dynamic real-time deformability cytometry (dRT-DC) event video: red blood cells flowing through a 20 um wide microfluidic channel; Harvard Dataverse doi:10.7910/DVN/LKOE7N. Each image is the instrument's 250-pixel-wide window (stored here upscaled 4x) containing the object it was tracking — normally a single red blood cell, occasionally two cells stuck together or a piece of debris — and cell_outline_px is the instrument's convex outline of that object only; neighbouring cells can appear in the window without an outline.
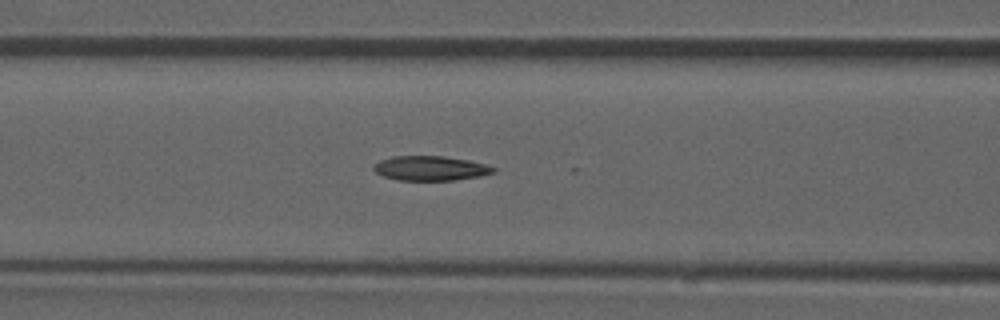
{"species": "common noctule bat (a hibernating species)", "species_latin": "Nyctalus noctula", "temperature_condition": "room temperature", "stored_images_in_passage": 53, "camera_frame_rate_fps": 3000, "um_per_image_px": 0.085, "animal": {"sex": "male", "forearm_length_mm": 52.5}, "frame": {"image": 1, "passage_image": 22, "time_ms": 7.0, "image_size_px": [1000, 320], "cell_outline_px": [[496, 172], [480, 176], [452, 180], [396, 180], [384, 176], [376, 172], [372, 168], [380, 160], [392, 156], [444, 156], [468, 160], [484, 164], [496, 168]], "centroid_in_image_um": [36.59, 14.3], "position_along_channel_um": 130.0, "area_um2": 17.05}, "authors_computed_cell_mechanics": {"area_um2": 17.5134, "velocity_mm_per_s": 3.9181, "shape_relaxation_time_tau1_ms": null, "shape_relaxation_time_tau2_ms": 4.737, "deformation_change_tau1": null, "deformation_change_tau2": 0.1127}}